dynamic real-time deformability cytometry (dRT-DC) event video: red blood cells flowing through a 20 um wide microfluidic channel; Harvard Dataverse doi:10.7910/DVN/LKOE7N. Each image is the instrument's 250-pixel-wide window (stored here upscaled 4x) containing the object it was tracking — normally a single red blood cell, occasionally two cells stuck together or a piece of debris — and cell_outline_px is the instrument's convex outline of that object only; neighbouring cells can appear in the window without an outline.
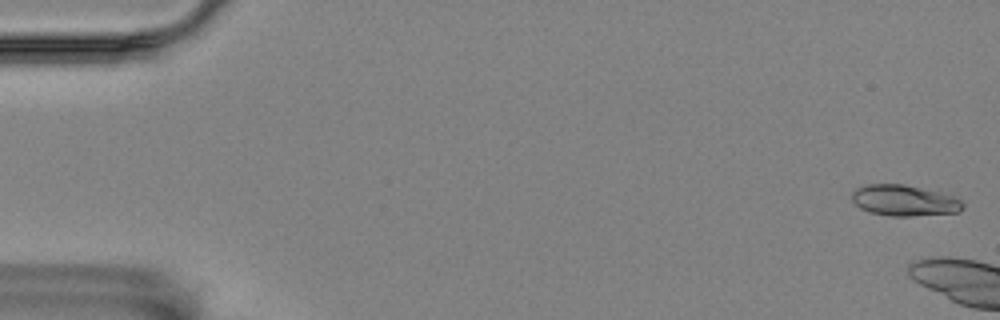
{"species": "Egyptian fruit bat (a non-hibernating species)", "species_latin": "Rousettus aegyptiacus", "temperature_condition": "room temperature", "stored_images_in_passage": 7, "camera_frame_rate_fps": 3000, "um_per_image_px": 0.085, "animal": {"sex": "female"}, "frame": {"image": 1, "passage_image": 1, "time_ms": 0.0, "image_size_px": [1000, 320], "cell_outline_px": [[964, 208], [960, 212], [912, 216], [888, 216], [868, 212], [860, 208], [852, 200], [852, 192], [856, 188], [868, 184], [904, 184], [940, 192], [956, 196], [964, 200]], "centroid_in_image_um": [76.91, 17.04], "position_along_channel_um": 8.1, "area_um2": 20.35}}